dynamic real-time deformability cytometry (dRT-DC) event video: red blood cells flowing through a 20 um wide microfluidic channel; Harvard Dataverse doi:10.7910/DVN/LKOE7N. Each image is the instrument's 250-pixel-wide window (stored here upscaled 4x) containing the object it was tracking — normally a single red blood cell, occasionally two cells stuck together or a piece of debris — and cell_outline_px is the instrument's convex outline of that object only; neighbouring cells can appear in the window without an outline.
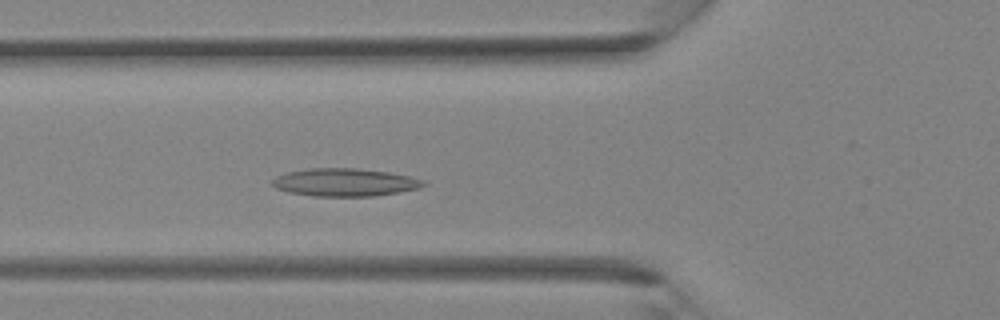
{"species": "Egyptian fruit bat (a non-hibernating species)", "species_latin": "Rousettus aegyptiacus", "temperature_condition": "room temperature", "stored_images_in_passage": 30, "camera_frame_rate_fps": 3000, "um_per_image_px": 0.085, "animal": {"sex": "female"}, "frame": {"image": 1, "passage_image": 9, "time_ms": 2.667, "image_size_px": [1000, 320], "cell_outline_px": [[428, 184], [420, 188], [372, 196], [312, 196], [288, 192], [276, 188], [272, 184], [272, 180], [276, 176], [288, 172], [308, 168], [356, 168], [388, 172], [408, 176], [424, 180]], "centroid_in_image_um": [29.3, 15.49], "position_along_channel_um": 96.5, "area_um2": 24.45}}
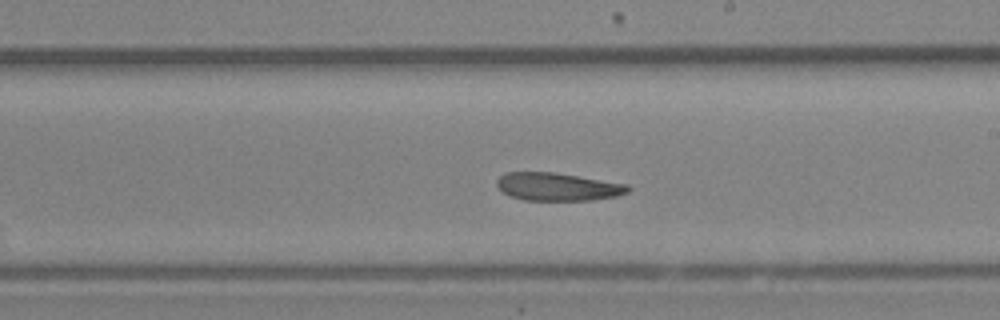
{"frame": {"image": 2, "passage_image": 17, "time_ms": 5.333, "image_size_px": [1000, 320], "cell_outline_px": [[632, 188], [628, 192], [616, 196], [592, 200], [524, 200], [512, 196], [504, 192], [496, 184], [496, 180], [504, 172], [556, 172], [628, 184]], "centroid_in_image_um": [47.43, 15.86], "position_along_channel_um": 241.6, "area_um2": 21.39}}
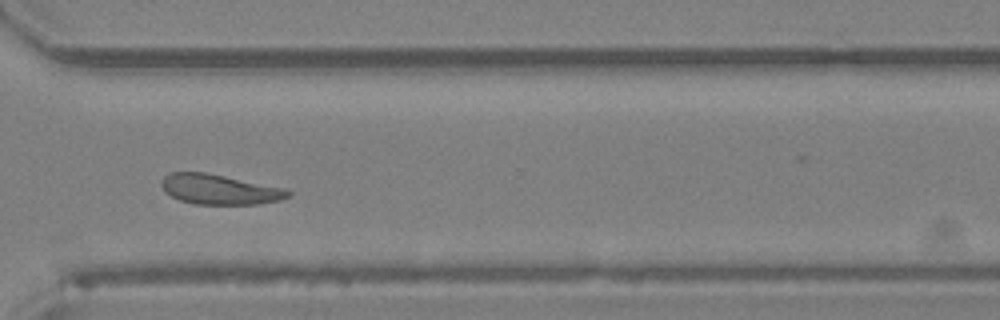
{"frame": {"image": 3, "passage_image": 23, "time_ms": 7.333, "image_size_px": [1000, 320], "cell_outline_px": [[292, 196], [280, 200], [260, 204], [196, 204], [180, 200], [164, 192], [160, 184], [160, 180], [168, 172], [204, 172], [284, 188], [292, 192]], "centroid_in_image_um": [18.64, 16.1], "position_along_channel_um": 352.0, "area_um2": 22.2}}